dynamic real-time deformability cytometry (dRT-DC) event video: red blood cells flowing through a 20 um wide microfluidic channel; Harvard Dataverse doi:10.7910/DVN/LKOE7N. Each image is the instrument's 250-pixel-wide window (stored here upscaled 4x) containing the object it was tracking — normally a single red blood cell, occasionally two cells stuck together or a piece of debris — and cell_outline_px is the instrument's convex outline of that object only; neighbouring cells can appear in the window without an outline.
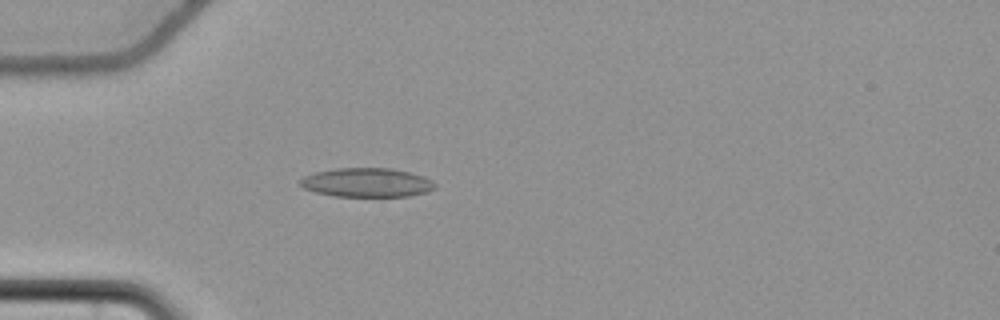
{"species": "common noctule bat (a hibernating species)", "species_latin": "Nyctalus noctula", "temperature_condition": "cold", "stored_images_in_passage": 57, "camera_frame_rate_fps": 3000, "um_per_image_px": 0.085, "animal": {"sex": "female", "body_mass_g": 22.7, "forearm_length_mm": 54.2}, "frame": {"image": 1, "passage_image": 18, "time_ms": 5.667, "image_size_px": [1000, 320], "cell_outline_px": [[436, 188], [428, 192], [408, 196], [332, 196], [316, 192], [304, 188], [300, 184], [300, 180], [304, 176], [316, 172], [336, 168], [392, 168], [424, 176], [432, 180], [436, 184]], "centroid_in_image_um": [31.21, 15.51], "position_along_channel_um": 53.8, "area_um2": 22.83}}
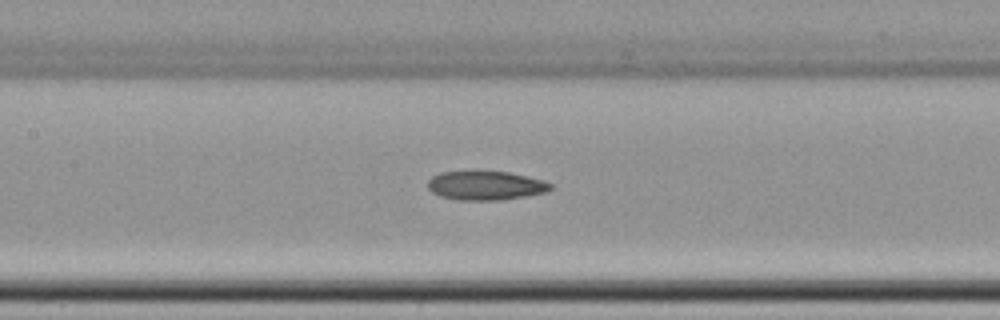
{"frame": {"image": 2, "passage_image": 28, "time_ms": 9.0, "image_size_px": [1000, 320], "cell_outline_px": [[552, 188], [548, 192], [500, 200], [456, 200], [440, 196], [432, 192], [428, 188], [428, 180], [432, 176], [440, 172], [508, 172], [528, 176], [544, 180], [552, 184]], "centroid_in_image_um": [41.29, 15.78], "position_along_channel_um": 166.1, "area_um2": 20.69}}
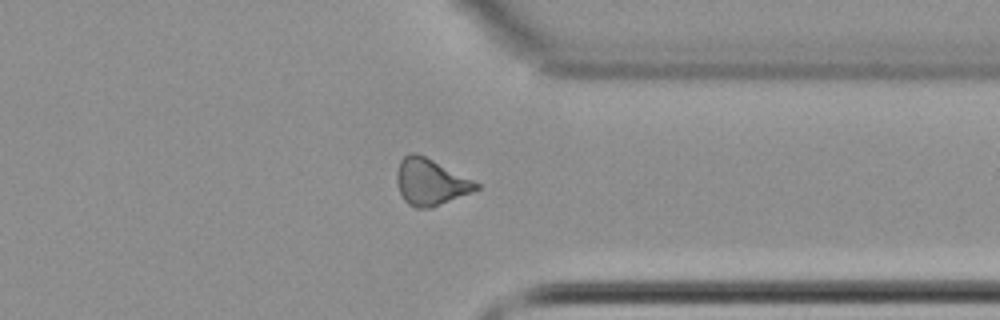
{"frame": {"image": 3, "passage_image": 45, "time_ms": 14.667, "image_size_px": [1000, 320], "cell_outline_px": [[480, 188], [472, 192], [432, 208], [416, 208], [408, 204], [404, 200], [400, 192], [396, 180], [396, 172], [400, 160], [408, 152], [416, 152], [480, 184]], "centroid_in_image_um": [36.56, 15.48], "position_along_channel_um": 374.8, "area_um2": 21.33}, "authors_computed_cell_mechanics": {"area_um2": 21.386, "velocity_mm_per_s": 3.725, "shape_relaxation_time_tau1_ms": 7.4578, "shape_relaxation_time_tau2_ms": null, "deformation_change_tau1": 0.1159, "deformation_change_tau2": null}}